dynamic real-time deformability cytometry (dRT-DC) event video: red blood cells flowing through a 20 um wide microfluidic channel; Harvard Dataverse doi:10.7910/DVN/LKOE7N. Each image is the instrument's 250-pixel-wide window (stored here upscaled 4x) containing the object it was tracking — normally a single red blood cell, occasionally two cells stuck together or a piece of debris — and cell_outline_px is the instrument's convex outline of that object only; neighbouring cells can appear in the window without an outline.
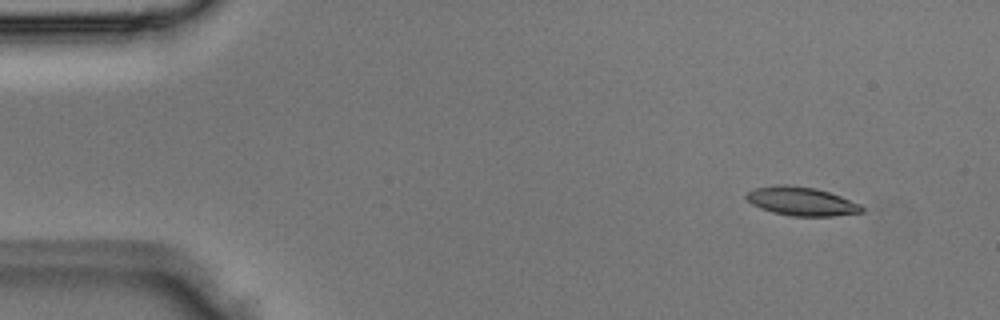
{"species": "Egyptian fruit bat (a non-hibernating species)", "species_latin": "Rousettus aegyptiacus", "temperature_condition": "room temperature", "stored_images_in_passage": 3, "camera_frame_rate_fps": 3000, "um_per_image_px": 0.085, "animal": {"sex": "male"}, "frame": {"image": 1, "passage_image": 1, "time_ms": 0.0, "image_size_px": [1000, 320], "cell_outline_px": [[864, 212], [832, 216], [792, 216], [772, 212], [760, 208], [752, 204], [744, 196], [748, 192], [756, 188], [776, 184], [788, 184], [816, 188], [840, 196], [860, 204], [864, 208]], "centroid_in_image_um": [68.12, 17.11], "position_along_channel_um": 16.9, "area_um2": 19.31}}